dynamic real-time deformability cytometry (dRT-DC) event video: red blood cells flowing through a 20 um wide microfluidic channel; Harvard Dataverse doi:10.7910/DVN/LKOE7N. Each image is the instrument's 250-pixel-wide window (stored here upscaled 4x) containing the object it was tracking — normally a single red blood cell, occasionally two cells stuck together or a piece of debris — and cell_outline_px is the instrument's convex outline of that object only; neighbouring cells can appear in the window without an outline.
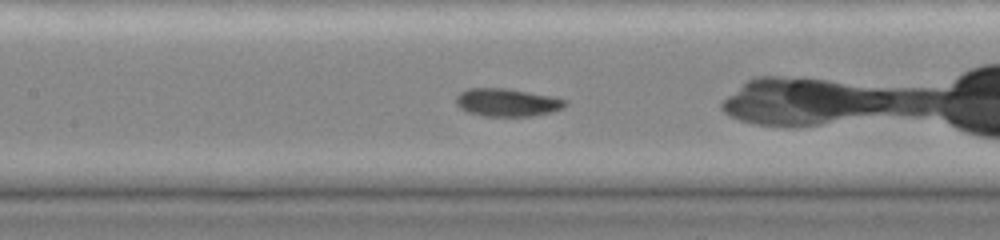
{"species": "common noctule bat (a hibernating species)", "species_latin": "Nyctalus noctula", "temperature_condition": "cold", "stored_images_in_passage": 42, "camera_frame_rate_fps": 3000, "um_per_image_px": 0.085, "animal": {"sex": "female", "body_mass_g": 19.0, "forearm_length_mm": 51.5}, "frame": {"image": 1, "passage_image": 16, "time_ms": 5.0, "image_size_px": [1000, 240], "cell_outline_px": [[568, 104], [564, 108], [532, 116], [484, 116], [468, 112], [460, 108], [456, 104], [456, 96], [460, 92], [468, 88], [508, 88], [568, 100]], "centroid_in_image_um": [43.08, 8.7], "position_along_channel_um": 164.3, "area_um2": 17.69}}
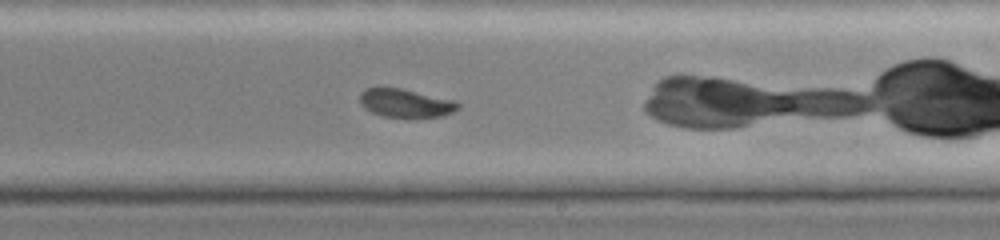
{"frame": {"image": 2, "passage_image": 23, "time_ms": 7.333, "image_size_px": [1000, 240], "cell_outline_px": [[460, 108], [444, 116], [384, 116], [372, 112], [364, 108], [360, 104], [360, 92], [368, 88], [384, 84], [456, 100], [460, 104]], "centroid_in_image_um": [34.45, 8.7], "position_along_channel_um": 254.6, "area_um2": 16.59}}
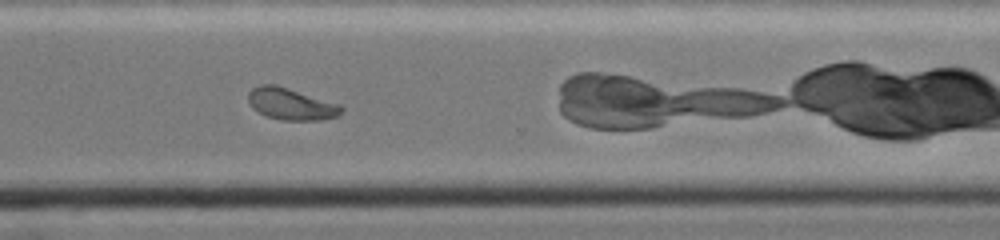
{"frame": {"image": 3, "passage_image": 30, "time_ms": 9.667, "image_size_px": [1000, 240], "cell_outline_px": [[344, 108], [340, 116], [320, 120], [280, 120], [264, 116], [252, 108], [248, 100], [248, 92], [252, 88], [260, 84], [276, 84], [340, 104]], "centroid_in_image_um": [24.73, 8.84], "position_along_channel_um": 345.9, "area_um2": 17.51}, "authors_computed_cell_mechanics": {"area_um2": 18.0914, "velocity_mm_per_s": 3.8864, "shape_relaxation_time_tau1_ms": 6.5643, "shape_relaxation_time_tau2_ms": null, "deformation_change_tau1": 0.1929, "deformation_change_tau2": null}}